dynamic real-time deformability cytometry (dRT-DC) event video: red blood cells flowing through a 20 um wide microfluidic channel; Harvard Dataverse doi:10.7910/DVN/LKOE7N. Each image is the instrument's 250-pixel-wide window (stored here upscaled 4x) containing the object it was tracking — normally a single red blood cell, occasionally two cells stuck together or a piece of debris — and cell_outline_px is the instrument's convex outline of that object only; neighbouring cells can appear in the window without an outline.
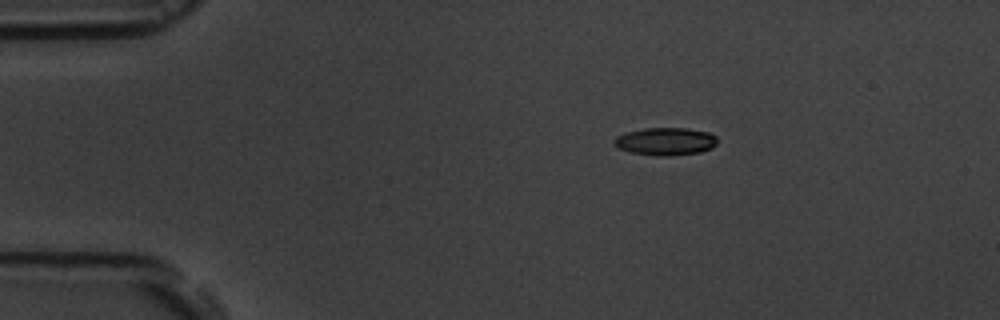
{"species": "common noctule bat (a hibernating species)", "species_latin": "Nyctalus noctula", "temperature_condition": "room temperature", "stored_images_in_passage": 3, "camera_frame_rate_fps": 3000, "um_per_image_px": 0.085, "animal": {"sex": "male", "body_mass_g": 19.5, "forearm_length_mm": 54.6}, "frame": {"image": 1, "passage_image": 1, "time_ms": 0.0, "image_size_px": [1000, 320], "cell_outline_px": [[716, 144], [712, 148], [700, 152], [668, 156], [656, 156], [632, 152], [620, 148], [612, 144], [612, 140], [616, 136], [624, 132], [644, 128], [688, 128], [708, 132], [716, 136]], "centroid_in_image_um": [56.54, 12.01], "position_along_channel_um": 28.5, "area_um2": 16.76}}